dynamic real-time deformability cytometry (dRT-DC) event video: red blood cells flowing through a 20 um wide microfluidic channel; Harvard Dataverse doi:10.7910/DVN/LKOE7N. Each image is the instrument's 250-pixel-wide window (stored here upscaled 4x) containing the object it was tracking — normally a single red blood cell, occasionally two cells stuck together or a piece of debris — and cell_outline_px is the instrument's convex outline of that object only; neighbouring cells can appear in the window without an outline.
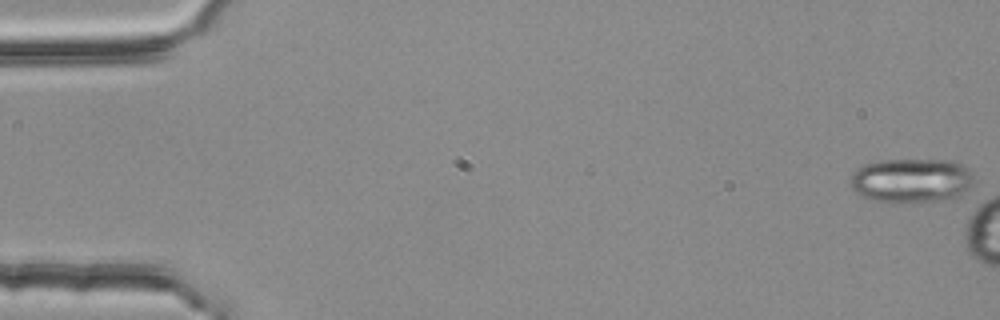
{"species": "common noctule bat (a hibernating species)", "species_latin": "Nyctalus noctula", "temperature_condition": "room temperature", "stored_images_in_passage": 13, "camera_frame_rate_fps": 3000, "um_per_image_px": 0.085, "animal": {"sex": "female", "body_mass_g": 25.1}, "frame": {"image": 1, "passage_image": 1, "time_ms": 0.0, "image_size_px": [1000, 320], "cell_outline_px": [[972, 180], [968, 196], [936, 200], [872, 200], [856, 192], [852, 188], [852, 176], [864, 164], [876, 160], [956, 160], [964, 164], [968, 168], [972, 176]], "centroid_in_image_um": [77.57, 15.3], "position_along_channel_um": 7.4, "area_um2": 31.44}}